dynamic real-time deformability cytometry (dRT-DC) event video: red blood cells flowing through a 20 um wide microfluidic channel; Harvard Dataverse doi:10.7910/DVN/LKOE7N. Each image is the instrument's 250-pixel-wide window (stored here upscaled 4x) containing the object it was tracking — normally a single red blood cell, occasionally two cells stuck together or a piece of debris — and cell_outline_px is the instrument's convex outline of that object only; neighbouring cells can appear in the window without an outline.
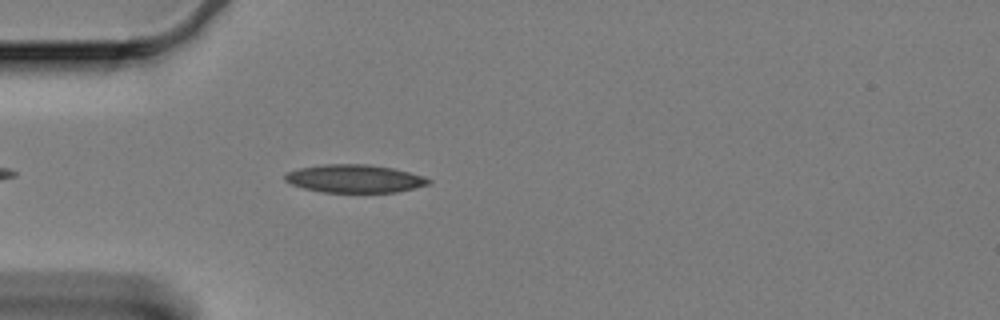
{"species": "Egyptian fruit bat (a non-hibernating species)", "species_latin": "Rousettus aegyptiacus", "temperature_condition": "cold", "stored_images_in_passage": 35, "camera_frame_rate_fps": 3000, "um_per_image_px": 0.085, "animal": {"sex": "female"}, "frame": {"image": 1, "passage_image": 6, "time_ms": 1.667, "image_size_px": [1000, 320], "cell_outline_px": [[432, 180], [428, 184], [396, 192], [324, 192], [304, 188], [292, 184], [284, 180], [284, 176], [288, 172], [300, 168], [324, 164], [364, 164], [392, 168], [424, 176]], "centroid_in_image_um": [30.13, 15.18], "position_along_channel_um": 54.9, "area_um2": 23.12}}
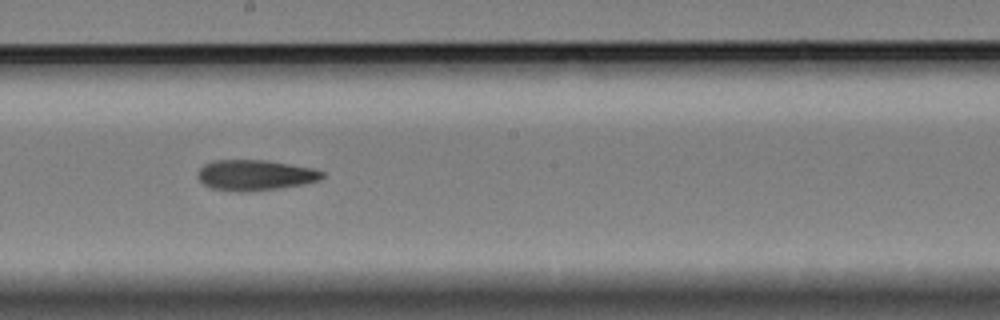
{"frame": {"image": 2, "passage_image": 22, "time_ms": 7.0, "image_size_px": [1000, 320], "cell_outline_px": [[324, 176], [320, 180], [304, 184], [280, 188], [244, 192], [240, 192], [212, 188], [204, 184], [196, 176], [196, 172], [204, 164], [212, 160], [264, 160], [312, 168], [324, 172]], "centroid_in_image_um": [21.66, 14.89], "position_along_channel_um": 226.5, "area_um2": 22.2}}
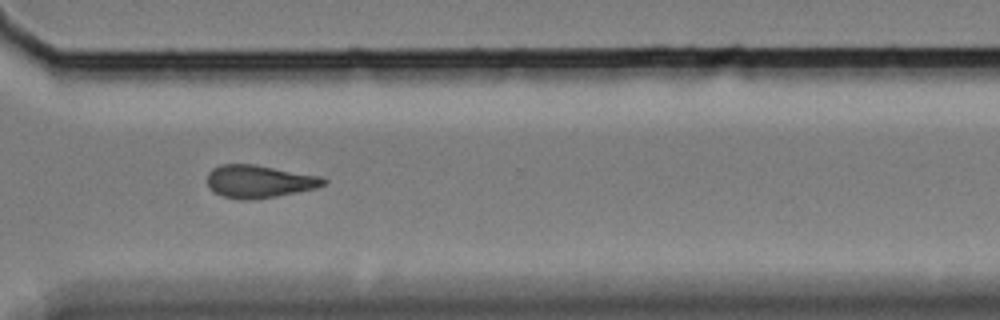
{"frame": {"image": 3, "passage_image": 33, "time_ms": 10.667, "image_size_px": [1000, 320], "cell_outline_px": [[328, 180], [324, 184], [316, 188], [276, 196], [244, 200], [240, 200], [224, 196], [212, 192], [208, 188], [208, 172], [212, 168], [220, 164], [252, 164], [320, 176]], "centroid_in_image_um": [21.98, 15.42], "position_along_channel_um": 348.6, "area_um2": 22.02}}